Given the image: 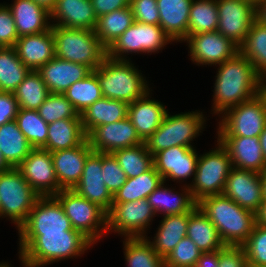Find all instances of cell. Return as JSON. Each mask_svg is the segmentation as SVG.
Instances as JSON below:
<instances>
[{
    "instance_id": "obj_18",
    "label": "cell",
    "mask_w": 266,
    "mask_h": 267,
    "mask_svg": "<svg viewBox=\"0 0 266 267\" xmlns=\"http://www.w3.org/2000/svg\"><path fill=\"white\" fill-rule=\"evenodd\" d=\"M222 195L256 214L264 201L261 173L232 167Z\"/></svg>"
},
{
    "instance_id": "obj_9",
    "label": "cell",
    "mask_w": 266,
    "mask_h": 267,
    "mask_svg": "<svg viewBox=\"0 0 266 267\" xmlns=\"http://www.w3.org/2000/svg\"><path fill=\"white\" fill-rule=\"evenodd\" d=\"M74 230L81 232L94 245L107 233V213L97 204L73 189H62L55 195Z\"/></svg>"
},
{
    "instance_id": "obj_62",
    "label": "cell",
    "mask_w": 266,
    "mask_h": 267,
    "mask_svg": "<svg viewBox=\"0 0 266 267\" xmlns=\"http://www.w3.org/2000/svg\"><path fill=\"white\" fill-rule=\"evenodd\" d=\"M9 262H0V267H11V264H8Z\"/></svg>"
},
{
    "instance_id": "obj_11",
    "label": "cell",
    "mask_w": 266,
    "mask_h": 267,
    "mask_svg": "<svg viewBox=\"0 0 266 267\" xmlns=\"http://www.w3.org/2000/svg\"><path fill=\"white\" fill-rule=\"evenodd\" d=\"M171 42V43H170ZM171 38L160 25L134 22L107 48V57L113 60H131L129 54H156L168 44Z\"/></svg>"
},
{
    "instance_id": "obj_26",
    "label": "cell",
    "mask_w": 266,
    "mask_h": 267,
    "mask_svg": "<svg viewBox=\"0 0 266 267\" xmlns=\"http://www.w3.org/2000/svg\"><path fill=\"white\" fill-rule=\"evenodd\" d=\"M14 48L25 66L37 71L55 57L52 27L42 33L19 37Z\"/></svg>"
},
{
    "instance_id": "obj_21",
    "label": "cell",
    "mask_w": 266,
    "mask_h": 267,
    "mask_svg": "<svg viewBox=\"0 0 266 267\" xmlns=\"http://www.w3.org/2000/svg\"><path fill=\"white\" fill-rule=\"evenodd\" d=\"M93 152L88 140L81 145L51 153L55 175L61 189H73L83 174L87 157Z\"/></svg>"
},
{
    "instance_id": "obj_8",
    "label": "cell",
    "mask_w": 266,
    "mask_h": 267,
    "mask_svg": "<svg viewBox=\"0 0 266 267\" xmlns=\"http://www.w3.org/2000/svg\"><path fill=\"white\" fill-rule=\"evenodd\" d=\"M39 197L17 168L0 172V218L11 220L17 230Z\"/></svg>"
},
{
    "instance_id": "obj_33",
    "label": "cell",
    "mask_w": 266,
    "mask_h": 267,
    "mask_svg": "<svg viewBox=\"0 0 266 267\" xmlns=\"http://www.w3.org/2000/svg\"><path fill=\"white\" fill-rule=\"evenodd\" d=\"M87 139L81 119H62L48 124L46 146L49 152L81 145Z\"/></svg>"
},
{
    "instance_id": "obj_40",
    "label": "cell",
    "mask_w": 266,
    "mask_h": 267,
    "mask_svg": "<svg viewBox=\"0 0 266 267\" xmlns=\"http://www.w3.org/2000/svg\"><path fill=\"white\" fill-rule=\"evenodd\" d=\"M217 0H193L189 11L187 36L217 31Z\"/></svg>"
},
{
    "instance_id": "obj_31",
    "label": "cell",
    "mask_w": 266,
    "mask_h": 267,
    "mask_svg": "<svg viewBox=\"0 0 266 267\" xmlns=\"http://www.w3.org/2000/svg\"><path fill=\"white\" fill-rule=\"evenodd\" d=\"M128 103L102 97L86 108L81 115V122L86 135L94 128L123 120L128 115Z\"/></svg>"
},
{
    "instance_id": "obj_46",
    "label": "cell",
    "mask_w": 266,
    "mask_h": 267,
    "mask_svg": "<svg viewBox=\"0 0 266 267\" xmlns=\"http://www.w3.org/2000/svg\"><path fill=\"white\" fill-rule=\"evenodd\" d=\"M202 253L186 236L164 259L165 267H195Z\"/></svg>"
},
{
    "instance_id": "obj_24",
    "label": "cell",
    "mask_w": 266,
    "mask_h": 267,
    "mask_svg": "<svg viewBox=\"0 0 266 267\" xmlns=\"http://www.w3.org/2000/svg\"><path fill=\"white\" fill-rule=\"evenodd\" d=\"M227 149L232 167L262 173L266 170L259 137H216Z\"/></svg>"
},
{
    "instance_id": "obj_42",
    "label": "cell",
    "mask_w": 266,
    "mask_h": 267,
    "mask_svg": "<svg viewBox=\"0 0 266 267\" xmlns=\"http://www.w3.org/2000/svg\"><path fill=\"white\" fill-rule=\"evenodd\" d=\"M63 94L79 114L103 97L99 80L93 71L73 83Z\"/></svg>"
},
{
    "instance_id": "obj_61",
    "label": "cell",
    "mask_w": 266,
    "mask_h": 267,
    "mask_svg": "<svg viewBox=\"0 0 266 267\" xmlns=\"http://www.w3.org/2000/svg\"><path fill=\"white\" fill-rule=\"evenodd\" d=\"M262 97L266 101V79H262L261 85H260V92H259Z\"/></svg>"
},
{
    "instance_id": "obj_39",
    "label": "cell",
    "mask_w": 266,
    "mask_h": 267,
    "mask_svg": "<svg viewBox=\"0 0 266 267\" xmlns=\"http://www.w3.org/2000/svg\"><path fill=\"white\" fill-rule=\"evenodd\" d=\"M123 246L127 267H165L146 237H124Z\"/></svg>"
},
{
    "instance_id": "obj_34",
    "label": "cell",
    "mask_w": 266,
    "mask_h": 267,
    "mask_svg": "<svg viewBox=\"0 0 266 267\" xmlns=\"http://www.w3.org/2000/svg\"><path fill=\"white\" fill-rule=\"evenodd\" d=\"M33 149L16 120L0 126V152L10 168H17Z\"/></svg>"
},
{
    "instance_id": "obj_59",
    "label": "cell",
    "mask_w": 266,
    "mask_h": 267,
    "mask_svg": "<svg viewBox=\"0 0 266 267\" xmlns=\"http://www.w3.org/2000/svg\"><path fill=\"white\" fill-rule=\"evenodd\" d=\"M10 167L8 166V164L6 163V161L3 159V156L0 152V172H4L9 170Z\"/></svg>"
},
{
    "instance_id": "obj_45",
    "label": "cell",
    "mask_w": 266,
    "mask_h": 267,
    "mask_svg": "<svg viewBox=\"0 0 266 267\" xmlns=\"http://www.w3.org/2000/svg\"><path fill=\"white\" fill-rule=\"evenodd\" d=\"M37 111L47 124L62 119H81L75 107L60 93H50Z\"/></svg>"
},
{
    "instance_id": "obj_12",
    "label": "cell",
    "mask_w": 266,
    "mask_h": 267,
    "mask_svg": "<svg viewBox=\"0 0 266 267\" xmlns=\"http://www.w3.org/2000/svg\"><path fill=\"white\" fill-rule=\"evenodd\" d=\"M156 217L147 199L129 202H112L107 213V234L113 232L122 237H146V231Z\"/></svg>"
},
{
    "instance_id": "obj_41",
    "label": "cell",
    "mask_w": 266,
    "mask_h": 267,
    "mask_svg": "<svg viewBox=\"0 0 266 267\" xmlns=\"http://www.w3.org/2000/svg\"><path fill=\"white\" fill-rule=\"evenodd\" d=\"M19 108L37 110L50 94L41 75L31 70L13 92Z\"/></svg>"
},
{
    "instance_id": "obj_55",
    "label": "cell",
    "mask_w": 266,
    "mask_h": 267,
    "mask_svg": "<svg viewBox=\"0 0 266 267\" xmlns=\"http://www.w3.org/2000/svg\"><path fill=\"white\" fill-rule=\"evenodd\" d=\"M256 16L257 20L266 25V0H260L256 5Z\"/></svg>"
},
{
    "instance_id": "obj_58",
    "label": "cell",
    "mask_w": 266,
    "mask_h": 267,
    "mask_svg": "<svg viewBox=\"0 0 266 267\" xmlns=\"http://www.w3.org/2000/svg\"><path fill=\"white\" fill-rule=\"evenodd\" d=\"M260 145L262 148V153L266 161V126L263 129V132L259 135Z\"/></svg>"
},
{
    "instance_id": "obj_60",
    "label": "cell",
    "mask_w": 266,
    "mask_h": 267,
    "mask_svg": "<svg viewBox=\"0 0 266 267\" xmlns=\"http://www.w3.org/2000/svg\"><path fill=\"white\" fill-rule=\"evenodd\" d=\"M261 181L263 185V198L266 200V170L261 173Z\"/></svg>"
},
{
    "instance_id": "obj_36",
    "label": "cell",
    "mask_w": 266,
    "mask_h": 267,
    "mask_svg": "<svg viewBox=\"0 0 266 267\" xmlns=\"http://www.w3.org/2000/svg\"><path fill=\"white\" fill-rule=\"evenodd\" d=\"M135 22L130 6L101 15L97 19L95 35L108 48Z\"/></svg>"
},
{
    "instance_id": "obj_16",
    "label": "cell",
    "mask_w": 266,
    "mask_h": 267,
    "mask_svg": "<svg viewBox=\"0 0 266 267\" xmlns=\"http://www.w3.org/2000/svg\"><path fill=\"white\" fill-rule=\"evenodd\" d=\"M24 179L39 196H55L59 187L51 152L34 148L17 167Z\"/></svg>"
},
{
    "instance_id": "obj_10",
    "label": "cell",
    "mask_w": 266,
    "mask_h": 267,
    "mask_svg": "<svg viewBox=\"0 0 266 267\" xmlns=\"http://www.w3.org/2000/svg\"><path fill=\"white\" fill-rule=\"evenodd\" d=\"M219 119L217 137H259L266 126V101L259 93L226 110Z\"/></svg>"
},
{
    "instance_id": "obj_53",
    "label": "cell",
    "mask_w": 266,
    "mask_h": 267,
    "mask_svg": "<svg viewBox=\"0 0 266 267\" xmlns=\"http://www.w3.org/2000/svg\"><path fill=\"white\" fill-rule=\"evenodd\" d=\"M97 17L130 6V0H90Z\"/></svg>"
},
{
    "instance_id": "obj_57",
    "label": "cell",
    "mask_w": 266,
    "mask_h": 267,
    "mask_svg": "<svg viewBox=\"0 0 266 267\" xmlns=\"http://www.w3.org/2000/svg\"><path fill=\"white\" fill-rule=\"evenodd\" d=\"M36 4L47 10L49 13L53 10L57 0H33Z\"/></svg>"
},
{
    "instance_id": "obj_44",
    "label": "cell",
    "mask_w": 266,
    "mask_h": 267,
    "mask_svg": "<svg viewBox=\"0 0 266 267\" xmlns=\"http://www.w3.org/2000/svg\"><path fill=\"white\" fill-rule=\"evenodd\" d=\"M16 122L33 148L43 149L48 136V124L37 110L19 108Z\"/></svg>"
},
{
    "instance_id": "obj_6",
    "label": "cell",
    "mask_w": 266,
    "mask_h": 267,
    "mask_svg": "<svg viewBox=\"0 0 266 267\" xmlns=\"http://www.w3.org/2000/svg\"><path fill=\"white\" fill-rule=\"evenodd\" d=\"M169 113H166L162 124L144 142L152 155L173 146L194 148L193 139L197 138L206 127L207 117L200 110L175 115Z\"/></svg>"
},
{
    "instance_id": "obj_19",
    "label": "cell",
    "mask_w": 266,
    "mask_h": 267,
    "mask_svg": "<svg viewBox=\"0 0 266 267\" xmlns=\"http://www.w3.org/2000/svg\"><path fill=\"white\" fill-rule=\"evenodd\" d=\"M87 140L92 150L100 153H113L119 149L144 143L137 135L136 129L128 117L94 128L87 135Z\"/></svg>"
},
{
    "instance_id": "obj_2",
    "label": "cell",
    "mask_w": 266,
    "mask_h": 267,
    "mask_svg": "<svg viewBox=\"0 0 266 267\" xmlns=\"http://www.w3.org/2000/svg\"><path fill=\"white\" fill-rule=\"evenodd\" d=\"M216 67L211 114L220 116L259 94L262 78L255 72L251 61L239 52Z\"/></svg>"
},
{
    "instance_id": "obj_23",
    "label": "cell",
    "mask_w": 266,
    "mask_h": 267,
    "mask_svg": "<svg viewBox=\"0 0 266 267\" xmlns=\"http://www.w3.org/2000/svg\"><path fill=\"white\" fill-rule=\"evenodd\" d=\"M37 72L50 93L63 94L73 83L84 79L92 70L86 65L54 57Z\"/></svg>"
},
{
    "instance_id": "obj_20",
    "label": "cell",
    "mask_w": 266,
    "mask_h": 267,
    "mask_svg": "<svg viewBox=\"0 0 266 267\" xmlns=\"http://www.w3.org/2000/svg\"><path fill=\"white\" fill-rule=\"evenodd\" d=\"M102 174V153L93 151L87 157L83 174L73 190L108 213L113 195L103 182Z\"/></svg>"
},
{
    "instance_id": "obj_14",
    "label": "cell",
    "mask_w": 266,
    "mask_h": 267,
    "mask_svg": "<svg viewBox=\"0 0 266 267\" xmlns=\"http://www.w3.org/2000/svg\"><path fill=\"white\" fill-rule=\"evenodd\" d=\"M217 9V31L239 47L257 19L256 5L249 0H217Z\"/></svg>"
},
{
    "instance_id": "obj_1",
    "label": "cell",
    "mask_w": 266,
    "mask_h": 267,
    "mask_svg": "<svg viewBox=\"0 0 266 267\" xmlns=\"http://www.w3.org/2000/svg\"><path fill=\"white\" fill-rule=\"evenodd\" d=\"M18 256L23 267H44L81 257L94 244L79 231L18 233Z\"/></svg>"
},
{
    "instance_id": "obj_38",
    "label": "cell",
    "mask_w": 266,
    "mask_h": 267,
    "mask_svg": "<svg viewBox=\"0 0 266 267\" xmlns=\"http://www.w3.org/2000/svg\"><path fill=\"white\" fill-rule=\"evenodd\" d=\"M31 70L14 47H0V92H14Z\"/></svg>"
},
{
    "instance_id": "obj_30",
    "label": "cell",
    "mask_w": 266,
    "mask_h": 267,
    "mask_svg": "<svg viewBox=\"0 0 266 267\" xmlns=\"http://www.w3.org/2000/svg\"><path fill=\"white\" fill-rule=\"evenodd\" d=\"M162 218L154 237L151 239L146 236V238L155 252L165 259L175 246L186 237L188 212L178 215H165Z\"/></svg>"
},
{
    "instance_id": "obj_13",
    "label": "cell",
    "mask_w": 266,
    "mask_h": 267,
    "mask_svg": "<svg viewBox=\"0 0 266 267\" xmlns=\"http://www.w3.org/2000/svg\"><path fill=\"white\" fill-rule=\"evenodd\" d=\"M182 42L187 43L190 60L198 66L222 64L239 52V47L218 31L190 35Z\"/></svg>"
},
{
    "instance_id": "obj_7",
    "label": "cell",
    "mask_w": 266,
    "mask_h": 267,
    "mask_svg": "<svg viewBox=\"0 0 266 267\" xmlns=\"http://www.w3.org/2000/svg\"><path fill=\"white\" fill-rule=\"evenodd\" d=\"M216 147L199 155L193 181L188 183L192 198L199 202L210 195H221L232 168L227 149L217 139Z\"/></svg>"
},
{
    "instance_id": "obj_5",
    "label": "cell",
    "mask_w": 266,
    "mask_h": 267,
    "mask_svg": "<svg viewBox=\"0 0 266 267\" xmlns=\"http://www.w3.org/2000/svg\"><path fill=\"white\" fill-rule=\"evenodd\" d=\"M55 57L86 65L94 71L107 57V48L93 30L52 25Z\"/></svg>"
},
{
    "instance_id": "obj_51",
    "label": "cell",
    "mask_w": 266,
    "mask_h": 267,
    "mask_svg": "<svg viewBox=\"0 0 266 267\" xmlns=\"http://www.w3.org/2000/svg\"><path fill=\"white\" fill-rule=\"evenodd\" d=\"M218 267H249L242 246H225L218 250Z\"/></svg>"
},
{
    "instance_id": "obj_47",
    "label": "cell",
    "mask_w": 266,
    "mask_h": 267,
    "mask_svg": "<svg viewBox=\"0 0 266 267\" xmlns=\"http://www.w3.org/2000/svg\"><path fill=\"white\" fill-rule=\"evenodd\" d=\"M242 247L249 267L266 266V227L255 224L251 235Z\"/></svg>"
},
{
    "instance_id": "obj_25",
    "label": "cell",
    "mask_w": 266,
    "mask_h": 267,
    "mask_svg": "<svg viewBox=\"0 0 266 267\" xmlns=\"http://www.w3.org/2000/svg\"><path fill=\"white\" fill-rule=\"evenodd\" d=\"M50 18L52 25L93 31L98 19L90 0H57Z\"/></svg>"
},
{
    "instance_id": "obj_56",
    "label": "cell",
    "mask_w": 266,
    "mask_h": 267,
    "mask_svg": "<svg viewBox=\"0 0 266 267\" xmlns=\"http://www.w3.org/2000/svg\"><path fill=\"white\" fill-rule=\"evenodd\" d=\"M256 224L266 227V200L262 202L256 213Z\"/></svg>"
},
{
    "instance_id": "obj_52",
    "label": "cell",
    "mask_w": 266,
    "mask_h": 267,
    "mask_svg": "<svg viewBox=\"0 0 266 267\" xmlns=\"http://www.w3.org/2000/svg\"><path fill=\"white\" fill-rule=\"evenodd\" d=\"M19 111L18 101L12 92H0V126L13 121Z\"/></svg>"
},
{
    "instance_id": "obj_32",
    "label": "cell",
    "mask_w": 266,
    "mask_h": 267,
    "mask_svg": "<svg viewBox=\"0 0 266 267\" xmlns=\"http://www.w3.org/2000/svg\"><path fill=\"white\" fill-rule=\"evenodd\" d=\"M186 236L190 238L203 253L221 250L225 247L215 225L198 206L191 212H188Z\"/></svg>"
},
{
    "instance_id": "obj_54",
    "label": "cell",
    "mask_w": 266,
    "mask_h": 267,
    "mask_svg": "<svg viewBox=\"0 0 266 267\" xmlns=\"http://www.w3.org/2000/svg\"><path fill=\"white\" fill-rule=\"evenodd\" d=\"M195 267H218V250L202 253Z\"/></svg>"
},
{
    "instance_id": "obj_37",
    "label": "cell",
    "mask_w": 266,
    "mask_h": 267,
    "mask_svg": "<svg viewBox=\"0 0 266 267\" xmlns=\"http://www.w3.org/2000/svg\"><path fill=\"white\" fill-rule=\"evenodd\" d=\"M162 176L154 166L133 178H127L125 184L113 195L112 202H129L147 197L163 183Z\"/></svg>"
},
{
    "instance_id": "obj_28",
    "label": "cell",
    "mask_w": 266,
    "mask_h": 267,
    "mask_svg": "<svg viewBox=\"0 0 266 267\" xmlns=\"http://www.w3.org/2000/svg\"><path fill=\"white\" fill-rule=\"evenodd\" d=\"M12 2L7 6L12 12L19 37L51 29L50 13L33 0H13Z\"/></svg>"
},
{
    "instance_id": "obj_17",
    "label": "cell",
    "mask_w": 266,
    "mask_h": 267,
    "mask_svg": "<svg viewBox=\"0 0 266 267\" xmlns=\"http://www.w3.org/2000/svg\"><path fill=\"white\" fill-rule=\"evenodd\" d=\"M195 148L173 146L153 155L154 168L165 183L169 179L173 182L176 181V184L183 183L185 180L183 185L188 186L186 180L193 177V181L199 158Z\"/></svg>"
},
{
    "instance_id": "obj_48",
    "label": "cell",
    "mask_w": 266,
    "mask_h": 267,
    "mask_svg": "<svg viewBox=\"0 0 266 267\" xmlns=\"http://www.w3.org/2000/svg\"><path fill=\"white\" fill-rule=\"evenodd\" d=\"M103 182L112 195H114L127 180L125 172L119 166L112 153H102Z\"/></svg>"
},
{
    "instance_id": "obj_43",
    "label": "cell",
    "mask_w": 266,
    "mask_h": 267,
    "mask_svg": "<svg viewBox=\"0 0 266 267\" xmlns=\"http://www.w3.org/2000/svg\"><path fill=\"white\" fill-rule=\"evenodd\" d=\"M127 178H133L150 170L153 166V155L147 150L145 143L116 150L112 153Z\"/></svg>"
},
{
    "instance_id": "obj_3",
    "label": "cell",
    "mask_w": 266,
    "mask_h": 267,
    "mask_svg": "<svg viewBox=\"0 0 266 267\" xmlns=\"http://www.w3.org/2000/svg\"><path fill=\"white\" fill-rule=\"evenodd\" d=\"M197 206L215 225L225 246H242L256 224V214L224 195H210Z\"/></svg>"
},
{
    "instance_id": "obj_15",
    "label": "cell",
    "mask_w": 266,
    "mask_h": 267,
    "mask_svg": "<svg viewBox=\"0 0 266 267\" xmlns=\"http://www.w3.org/2000/svg\"><path fill=\"white\" fill-rule=\"evenodd\" d=\"M74 230L55 196H40L18 233H64Z\"/></svg>"
},
{
    "instance_id": "obj_29",
    "label": "cell",
    "mask_w": 266,
    "mask_h": 267,
    "mask_svg": "<svg viewBox=\"0 0 266 267\" xmlns=\"http://www.w3.org/2000/svg\"><path fill=\"white\" fill-rule=\"evenodd\" d=\"M193 0H157L160 22L164 32L176 43L187 37L189 11Z\"/></svg>"
},
{
    "instance_id": "obj_4",
    "label": "cell",
    "mask_w": 266,
    "mask_h": 267,
    "mask_svg": "<svg viewBox=\"0 0 266 267\" xmlns=\"http://www.w3.org/2000/svg\"><path fill=\"white\" fill-rule=\"evenodd\" d=\"M93 72L97 75L105 98L130 104L151 89L146 77L131 60H113L106 57Z\"/></svg>"
},
{
    "instance_id": "obj_49",
    "label": "cell",
    "mask_w": 266,
    "mask_h": 267,
    "mask_svg": "<svg viewBox=\"0 0 266 267\" xmlns=\"http://www.w3.org/2000/svg\"><path fill=\"white\" fill-rule=\"evenodd\" d=\"M130 8L136 22L159 25L157 0H130Z\"/></svg>"
},
{
    "instance_id": "obj_50",
    "label": "cell",
    "mask_w": 266,
    "mask_h": 267,
    "mask_svg": "<svg viewBox=\"0 0 266 267\" xmlns=\"http://www.w3.org/2000/svg\"><path fill=\"white\" fill-rule=\"evenodd\" d=\"M18 38L10 8L0 3V47H14Z\"/></svg>"
},
{
    "instance_id": "obj_22",
    "label": "cell",
    "mask_w": 266,
    "mask_h": 267,
    "mask_svg": "<svg viewBox=\"0 0 266 267\" xmlns=\"http://www.w3.org/2000/svg\"><path fill=\"white\" fill-rule=\"evenodd\" d=\"M151 91L153 90L150 89L143 97L128 105L127 117L143 142L158 129L168 112L161 101L152 98Z\"/></svg>"
},
{
    "instance_id": "obj_27",
    "label": "cell",
    "mask_w": 266,
    "mask_h": 267,
    "mask_svg": "<svg viewBox=\"0 0 266 267\" xmlns=\"http://www.w3.org/2000/svg\"><path fill=\"white\" fill-rule=\"evenodd\" d=\"M175 188L166 187L165 182L159 185L148 197L147 201L152 207L156 216L158 214L178 215L191 212L197 202L192 198L191 190L188 186L181 185V192L174 191Z\"/></svg>"
},
{
    "instance_id": "obj_35",
    "label": "cell",
    "mask_w": 266,
    "mask_h": 267,
    "mask_svg": "<svg viewBox=\"0 0 266 267\" xmlns=\"http://www.w3.org/2000/svg\"><path fill=\"white\" fill-rule=\"evenodd\" d=\"M239 53L253 64L255 72L266 79V25L255 20L249 29Z\"/></svg>"
},
{
    "instance_id": "obj_63",
    "label": "cell",
    "mask_w": 266,
    "mask_h": 267,
    "mask_svg": "<svg viewBox=\"0 0 266 267\" xmlns=\"http://www.w3.org/2000/svg\"><path fill=\"white\" fill-rule=\"evenodd\" d=\"M251 2H253L255 5H257L259 3L260 0H249Z\"/></svg>"
}]
</instances>
